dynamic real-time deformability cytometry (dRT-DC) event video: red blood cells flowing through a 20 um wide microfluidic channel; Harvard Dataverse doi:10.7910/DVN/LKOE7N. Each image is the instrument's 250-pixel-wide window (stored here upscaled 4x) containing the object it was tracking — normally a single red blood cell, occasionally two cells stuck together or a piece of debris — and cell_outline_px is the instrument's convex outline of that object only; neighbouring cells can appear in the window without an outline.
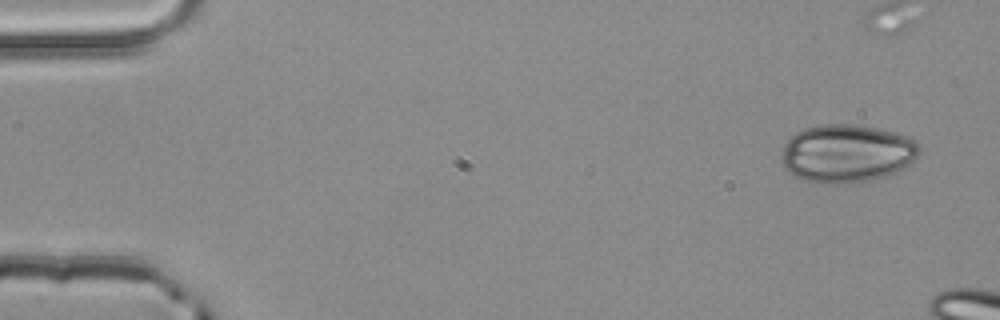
{"species": "common noctule bat (a hibernating species)", "species_latin": "Nyctalus noctula", "temperature_condition": "room temperature", "stored_images_in_passage": 3, "camera_frame_rate_fps": 3000, "um_per_image_px": 0.085, "animal": {"sex": "male", "body_mass_g": 20.4}, "frame": {"image": 1, "passage_image": 1, "time_ms": 0.0, "image_size_px": [1000, 320], "cell_outline_px": [[920, 152], [908, 164], [876, 180], [844, 184], [812, 184], [796, 176], [784, 168], [784, 144], [796, 132], [804, 128], [824, 124], [856, 124], [876, 128], [892, 132], [916, 140], [920, 148]], "centroid_in_image_um": [71.96, 13.05], "position_along_channel_um": 13.0, "area_um2": 46.47}}